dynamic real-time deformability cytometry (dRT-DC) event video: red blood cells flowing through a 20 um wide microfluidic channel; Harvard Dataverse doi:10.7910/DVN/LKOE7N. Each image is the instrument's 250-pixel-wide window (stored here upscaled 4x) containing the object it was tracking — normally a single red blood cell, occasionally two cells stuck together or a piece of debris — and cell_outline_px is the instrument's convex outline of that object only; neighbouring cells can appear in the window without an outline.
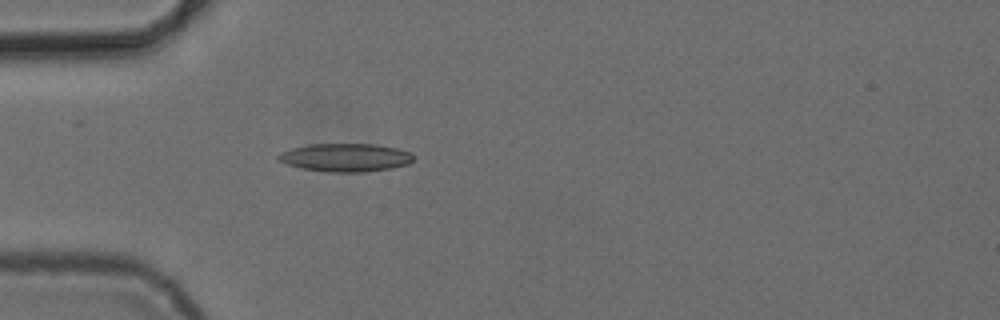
{"species": "common noctule bat (a hibernating species)", "species_latin": "Nyctalus noctula", "temperature_condition": "cold", "stored_images_in_passage": 2, "camera_frame_rate_fps": 3000, "um_per_image_px": 0.085, "animal": {"sex": "female", "body_mass_g": 24.6, "forearm_length_mm": 56.2}, "frame": {"image": 1, "passage_image": 2, "time_ms": 1.0, "image_size_px": [1000, 320], "cell_outline_px": [[416, 156], [408, 164], [392, 168], [368, 172], [328, 172], [304, 168], [288, 164], [276, 160], [276, 156], [280, 152], [292, 148], [308, 144], [376, 144], [396, 148], [412, 152]], "centroid_in_image_um": [29.39, 13.38], "position_along_channel_um": 55.6, "area_um2": 22.37}}